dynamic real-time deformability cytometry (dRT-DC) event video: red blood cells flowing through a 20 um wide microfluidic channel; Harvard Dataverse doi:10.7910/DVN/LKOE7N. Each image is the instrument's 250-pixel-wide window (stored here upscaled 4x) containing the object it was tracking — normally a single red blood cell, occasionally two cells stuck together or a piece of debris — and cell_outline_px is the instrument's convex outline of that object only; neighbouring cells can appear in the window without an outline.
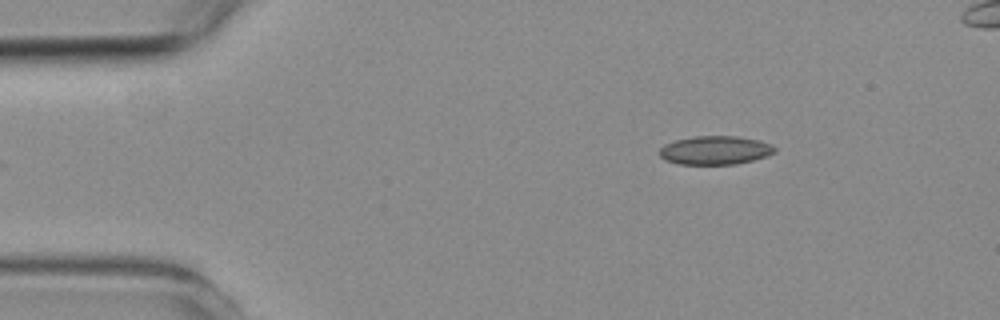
{"species": "common noctule bat (a hibernating species)", "species_latin": "Nyctalus noctula", "temperature_condition": "room temperature", "stored_images_in_passage": 4, "camera_frame_rate_fps": 3000, "um_per_image_px": 0.085, "animal": {"sex": "female", "body_mass_g": 19.3, "forearm_length_mm": 54.1}, "frame": {"image": 1, "passage_image": 4, "time_ms": 4.667, "image_size_px": [1000, 320], "cell_outline_px": [[776, 152], [768, 156], [736, 164], [680, 164], [664, 160], [660, 156], [660, 148], [664, 144], [676, 140], [696, 136], [736, 136], [760, 140], [772, 144], [776, 148]], "centroid_in_image_um": [60.82, 12.77], "position_along_channel_um": 24.2, "area_um2": 19.31}}